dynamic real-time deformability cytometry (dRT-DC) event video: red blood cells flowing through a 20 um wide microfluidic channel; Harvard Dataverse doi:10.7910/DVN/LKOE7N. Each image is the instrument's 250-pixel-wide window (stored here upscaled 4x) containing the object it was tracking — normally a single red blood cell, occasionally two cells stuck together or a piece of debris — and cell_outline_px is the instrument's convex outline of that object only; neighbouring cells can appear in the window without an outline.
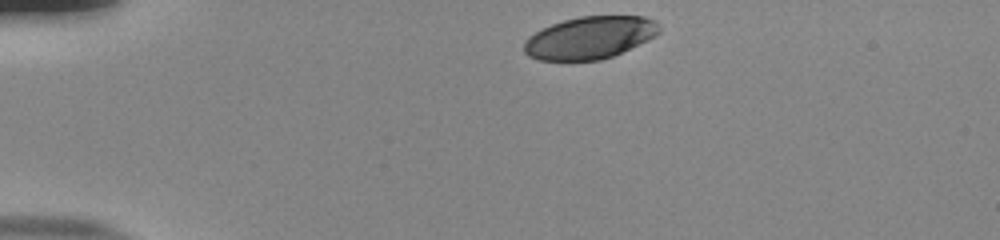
{"species": "human", "species_latin": "Homo sapiens", "temperature_condition": "room temperature", "stored_images_in_passage": 36, "camera_frame_rate_fps": 3000, "um_per_image_px": 0.085, "donor": {"sex": "male"}, "frame": {"image": 1, "passage_image": 1, "time_ms": 0.0, "image_size_px": [1000, 240], "cell_outline_px": [[660, 32], [612, 56], [600, 60], [540, 60], [528, 56], [524, 52], [524, 40], [528, 36], [552, 24], [564, 20], [580, 16], [644, 16], [652, 20], [660, 28]], "centroid_in_image_um": [50.06, 3.2], "position_along_channel_um": 34.9, "area_um2": 32.77}}
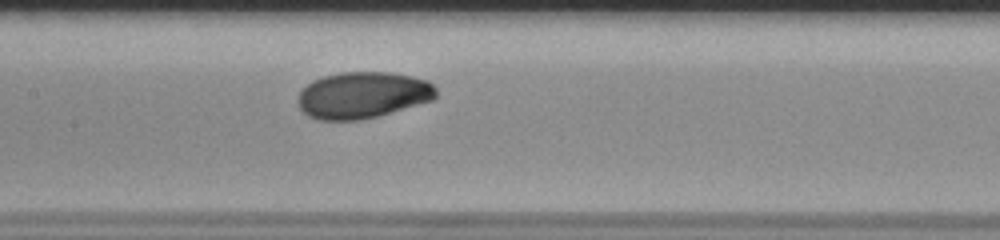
{"frame": {"image": 2, "passage_image": 17, "time_ms": 5.333, "image_size_px": [1000, 240], "cell_outline_px": [[436, 96], [432, 100], [376, 116], [360, 120], [316, 120], [308, 116], [300, 108], [296, 100], [300, 92], [312, 80], [324, 76], [340, 72], [388, 72], [412, 76], [428, 80], [436, 88]], "centroid_in_image_um": [30.8, 8.08], "position_along_channel_um": 176.6, "area_um2": 37.4}}
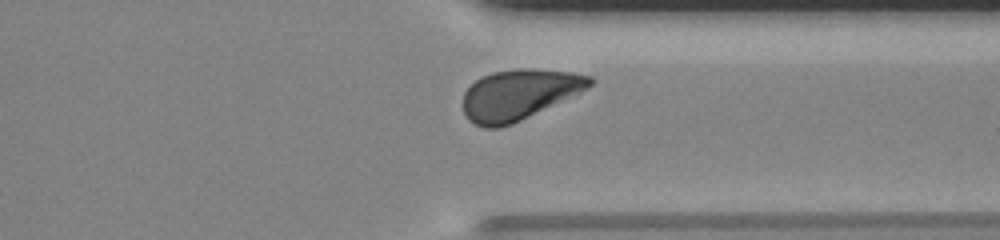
{"frame": {"image": 3, "passage_image": 32, "time_ms": 10.333, "image_size_px": [1000, 240], "cell_outline_px": [[596, 80], [592, 84], [580, 92], [512, 124], [500, 128], [484, 128], [468, 120], [464, 112], [464, 92], [476, 80], [492, 72], [520, 68], [528, 68], [572, 72], [592, 76]], "centroid_in_image_um": [44.12, 8.03], "position_along_channel_um": 367.3, "area_um2": 36.93}, "authors_computed_cell_mechanics": {"area_um2": 36.8475, "velocity_mm_per_s": 3.8059, "shape_relaxation_time_tau1_ms": 3.1661, "shape_relaxation_time_tau2_ms": null, "deformation_change_tau1": 0.1206, "deformation_change_tau2": null}}